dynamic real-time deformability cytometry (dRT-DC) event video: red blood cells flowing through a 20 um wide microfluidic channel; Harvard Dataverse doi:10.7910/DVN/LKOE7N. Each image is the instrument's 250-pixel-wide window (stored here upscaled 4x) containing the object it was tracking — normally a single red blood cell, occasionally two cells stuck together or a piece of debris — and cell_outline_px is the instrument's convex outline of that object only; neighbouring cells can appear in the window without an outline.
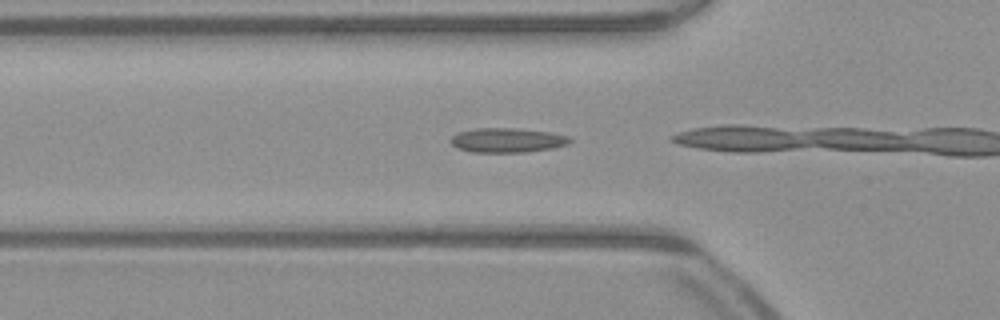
{"species": "common noctule bat (a hibernating species)", "species_latin": "Nyctalus noctula", "temperature_condition": "warm", "stored_images_in_passage": 3, "camera_frame_rate_fps": 3000, "um_per_image_px": 0.085, "animal": {"sex": "male", "body_mass_g": 23.1, "forearm_length_mm": 52.7}, "frame": {"image": 1, "passage_image": 2, "time_ms": 0.333, "image_size_px": [1000, 320], "cell_outline_px": [[572, 140], [568, 144], [552, 148], [528, 152], [472, 152], [456, 148], [448, 140], [456, 132], [476, 128], [520, 128], [552, 132], [572, 136]], "centroid_in_image_um": [43.13, 11.91], "position_along_channel_um": 82.7, "area_um2": 17.4}}